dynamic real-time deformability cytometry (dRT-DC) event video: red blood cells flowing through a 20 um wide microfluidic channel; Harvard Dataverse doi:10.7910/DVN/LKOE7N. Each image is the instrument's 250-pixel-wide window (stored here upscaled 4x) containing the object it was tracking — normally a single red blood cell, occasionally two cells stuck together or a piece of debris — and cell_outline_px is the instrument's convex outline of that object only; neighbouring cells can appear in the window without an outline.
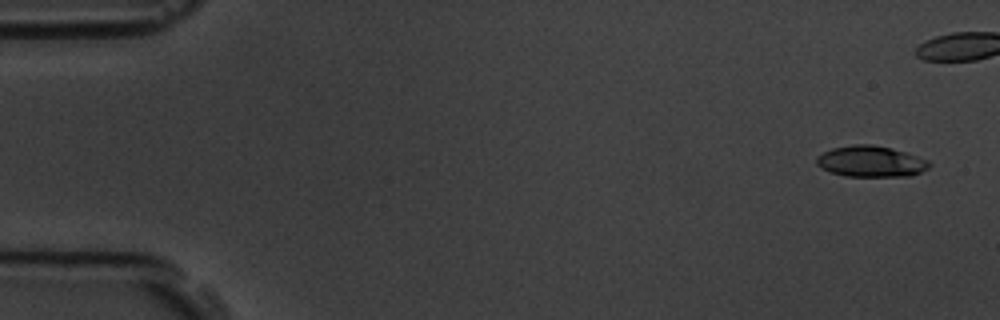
{"species": "common noctule bat (a hibernating species)", "species_latin": "Nyctalus noctula", "temperature_condition": "room temperature", "stored_images_in_passage": 6, "camera_frame_rate_fps": 3000, "um_per_image_px": 0.085, "animal": {"sex": "male", "body_mass_g": 19.5, "forearm_length_mm": 54.6}, "frame": {"image": 1, "passage_image": 1, "time_ms": 0.0, "image_size_px": [1000, 320], "cell_outline_px": [[932, 164], [928, 168], [912, 176], [844, 176], [820, 168], [816, 164], [816, 156], [832, 148], [852, 144], [872, 144], [904, 152], [928, 160]], "centroid_in_image_um": [74.0, 13.72], "position_along_channel_um": 11.0, "area_um2": 20.35}}
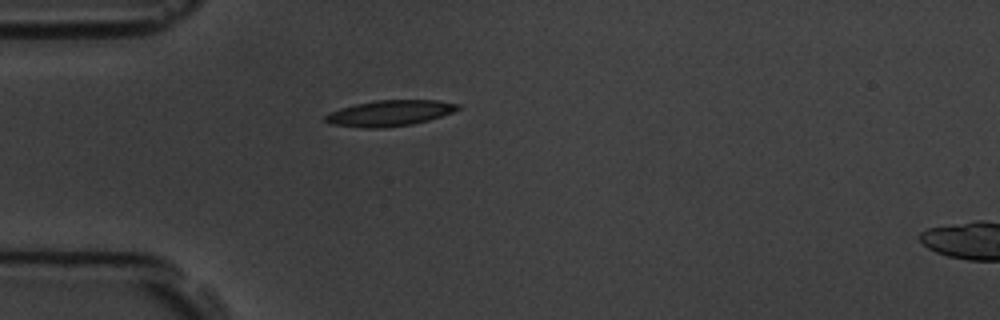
{"frame": {"image": 2, "passage_image": 6, "time_ms": 5.667, "image_size_px": [1000, 320], "cell_outline_px": [[460, 108], [452, 112], [428, 120], [412, 124], [384, 128], [364, 128], [332, 124], [324, 120], [324, 116], [340, 108], [356, 104], [376, 100], [440, 100], [460, 104]], "centroid_in_image_um": [33.14, 9.61], "position_along_channel_um": 51.9, "area_um2": 19.83}}